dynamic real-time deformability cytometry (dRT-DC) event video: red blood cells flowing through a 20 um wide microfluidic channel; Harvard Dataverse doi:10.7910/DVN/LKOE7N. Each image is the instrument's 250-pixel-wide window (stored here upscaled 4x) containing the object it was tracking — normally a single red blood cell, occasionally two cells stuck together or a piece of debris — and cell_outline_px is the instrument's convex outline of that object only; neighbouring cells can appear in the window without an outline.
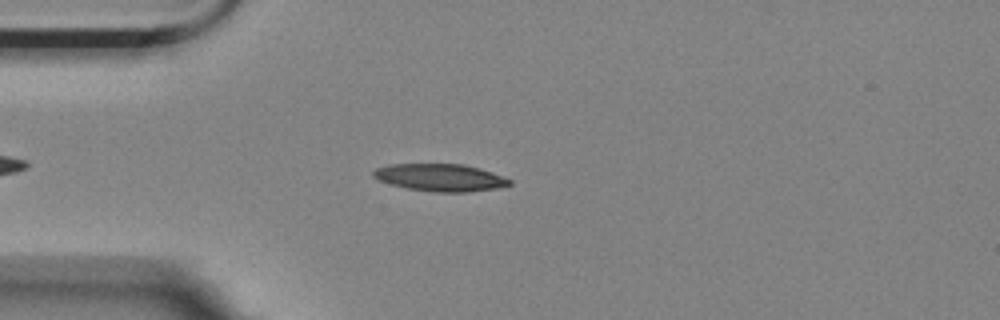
{"species": "Egyptian fruit bat (a non-hibernating species)", "species_latin": "Rousettus aegyptiacus", "temperature_condition": "room temperature", "stored_images_in_passage": 44, "camera_frame_rate_fps": 3000, "um_per_image_px": 0.085, "animal": {"sex": "female"}, "frame": {"image": 1, "passage_image": 12, "time_ms": 3.667, "image_size_px": [1000, 320], "cell_outline_px": [[512, 184], [496, 188], [464, 192], [436, 192], [408, 188], [392, 184], [380, 180], [372, 176], [372, 172], [376, 168], [388, 164], [464, 164], [480, 168], [492, 172], [512, 180]], "centroid_in_image_um": [37.43, 15.08], "position_along_channel_um": 47.6, "area_um2": 21.56}}
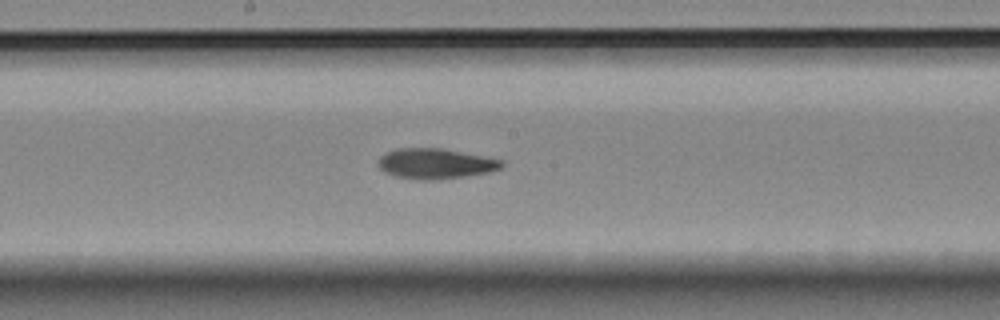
{"frame": {"image": 2, "passage_image": 27, "time_ms": 8.667, "image_size_px": [1000, 320], "cell_outline_px": [[504, 164], [500, 168], [488, 172], [464, 176], [436, 180], [416, 180], [396, 176], [384, 172], [380, 168], [380, 156], [396, 148], [440, 148], [504, 160]], "centroid_in_image_um": [37.01, 13.91], "position_along_channel_um": 211.2, "area_um2": 21.62}}
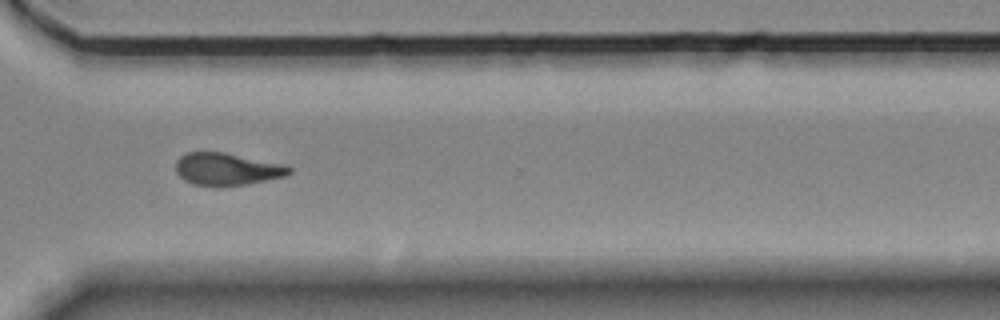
{"frame": {"image": 3, "passage_image": 39, "time_ms": 12.667, "image_size_px": [1000, 320], "cell_outline_px": [[292, 172], [284, 176], [248, 184], [192, 184], [184, 180], [176, 172], [176, 160], [180, 156], [188, 152], [224, 152], [288, 164], [292, 168]], "centroid_in_image_um": [19.34, 14.33], "position_along_channel_um": 351.3, "area_um2": 21.15}, "authors_computed_cell_mechanics": {"area_um2": 21.6172, "velocity_mm_per_s": 3.502, "shape_relaxation_time_tau1_ms": 9.5826, "shape_relaxation_time_tau2_ms": 6.3179, "deformation_change_tau1": 0.2154, "deformation_change_tau2": 0.1433}}